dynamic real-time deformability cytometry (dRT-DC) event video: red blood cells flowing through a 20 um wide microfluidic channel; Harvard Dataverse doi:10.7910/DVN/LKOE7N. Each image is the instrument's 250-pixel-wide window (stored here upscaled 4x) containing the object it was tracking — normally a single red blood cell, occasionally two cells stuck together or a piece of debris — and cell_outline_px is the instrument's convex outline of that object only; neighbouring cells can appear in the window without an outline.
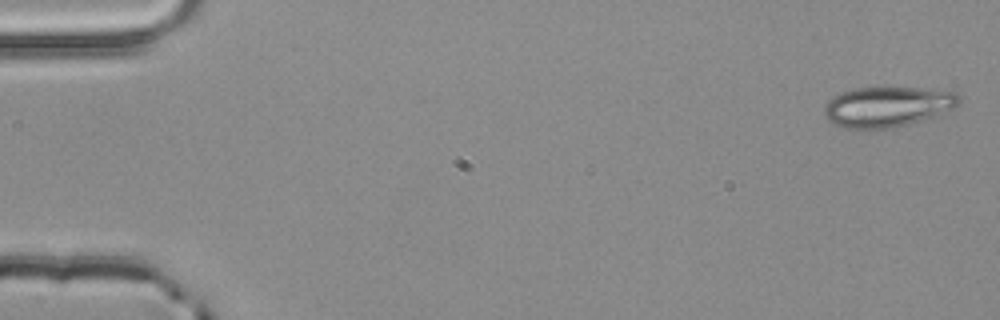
{"species": "common noctule bat (a hibernating species)", "species_latin": "Nyctalus noctula", "temperature_condition": "room temperature", "stored_images_in_passage": 4, "camera_frame_rate_fps": 3000, "um_per_image_px": 0.085, "animal": {"sex": "male", "body_mass_g": 20.4}, "frame": {"image": 1, "passage_image": 1, "time_ms": 0.0, "image_size_px": [1000, 320], "cell_outline_px": [[960, 100], [952, 108], [936, 116], [892, 128], [864, 132], [840, 128], [832, 124], [828, 120], [824, 112], [824, 104], [832, 96], [840, 92], [852, 88], [884, 84], [956, 92], [960, 96]], "centroid_in_image_um": [75.32, 9.06], "position_along_channel_um": 9.7, "area_um2": 33.35}}